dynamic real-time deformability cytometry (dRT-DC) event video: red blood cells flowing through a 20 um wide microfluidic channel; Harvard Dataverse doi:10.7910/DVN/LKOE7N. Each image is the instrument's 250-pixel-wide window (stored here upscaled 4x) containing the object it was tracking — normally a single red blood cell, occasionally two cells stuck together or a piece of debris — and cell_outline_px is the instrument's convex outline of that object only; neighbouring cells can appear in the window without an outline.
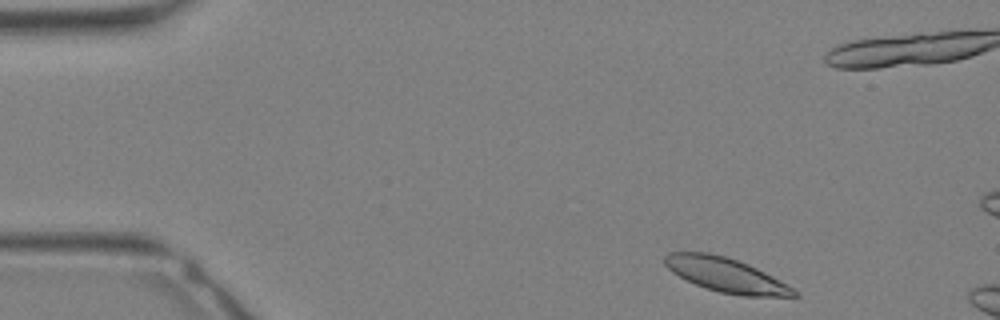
{"species": "Egyptian fruit bat (a non-hibernating species)", "species_latin": "Rousettus aegyptiacus", "temperature_condition": "warm", "stored_images_in_passage": 5, "camera_frame_rate_fps": 3000, "um_per_image_px": 0.085, "animal": {"sex": "female"}, "frame": {"image": 1, "passage_image": 1, "time_ms": 0.0, "image_size_px": [1000, 320], "cell_outline_px": [[800, 296], [740, 296], [720, 292], [696, 284], [672, 272], [664, 264], [664, 256], [668, 252], [708, 252], [724, 256], [748, 264], [772, 276], [792, 288]], "centroid_in_image_um": [61.67, 23.36], "position_along_channel_um": 23.3, "area_um2": 25.37}}